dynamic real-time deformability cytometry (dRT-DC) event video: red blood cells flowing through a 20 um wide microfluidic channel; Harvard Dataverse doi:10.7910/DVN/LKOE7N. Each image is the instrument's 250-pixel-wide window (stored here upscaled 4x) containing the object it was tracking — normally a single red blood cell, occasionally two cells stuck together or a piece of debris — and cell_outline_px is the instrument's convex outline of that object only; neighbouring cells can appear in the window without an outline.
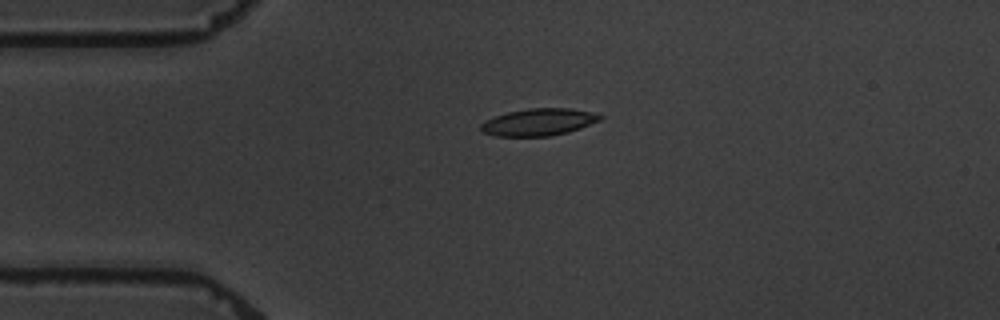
{"species": "common noctule bat (a hibernating species)", "species_latin": "Nyctalus noctula", "temperature_condition": "warm", "stored_images_in_passage": 4, "camera_frame_rate_fps": 3000, "um_per_image_px": 0.085, "animal": {"sex": "male", "body_mass_g": 19.5, "forearm_length_mm": 54.6}, "frame": {"image": 1, "passage_image": 3, "time_ms": 2.333, "image_size_px": [1000, 320], "cell_outline_px": [[604, 116], [600, 120], [580, 128], [568, 132], [552, 136], [496, 136], [484, 132], [480, 128], [480, 124], [484, 120], [508, 112], [528, 108], [568, 108], [592, 112]], "centroid_in_image_um": [45.78, 10.38], "position_along_channel_um": 39.2, "area_um2": 18.79}}